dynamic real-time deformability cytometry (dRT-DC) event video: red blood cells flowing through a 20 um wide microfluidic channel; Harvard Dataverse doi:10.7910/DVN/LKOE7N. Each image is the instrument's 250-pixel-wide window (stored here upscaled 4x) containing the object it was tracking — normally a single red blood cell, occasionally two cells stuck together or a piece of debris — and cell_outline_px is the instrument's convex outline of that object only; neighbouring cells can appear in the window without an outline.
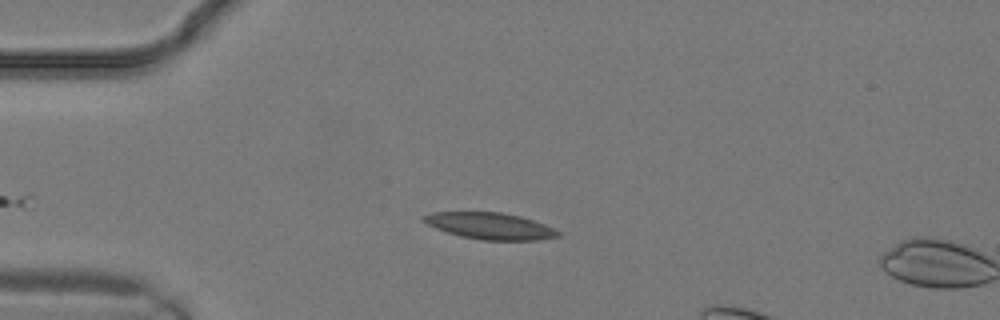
{"species": "common noctule bat (a hibernating species)", "species_latin": "Nyctalus noctula", "temperature_condition": "warm", "stored_images_in_passage": 2, "camera_frame_rate_fps": 3000, "um_per_image_px": 0.085, "animal": {"sex": "male", "body_mass_g": 19.2, "forearm_length_mm": 51.8}, "frame": {"image": 1, "passage_image": 1, "time_ms": 0.0, "image_size_px": [1000, 320], "cell_outline_px": [[560, 236], [536, 240], [484, 240], [460, 236], [436, 228], [428, 224], [420, 216], [432, 212], [500, 212], [520, 216], [544, 224], [560, 232]], "centroid_in_image_um": [41.64, 19.2], "position_along_channel_um": 43.4, "area_um2": 20.58}}